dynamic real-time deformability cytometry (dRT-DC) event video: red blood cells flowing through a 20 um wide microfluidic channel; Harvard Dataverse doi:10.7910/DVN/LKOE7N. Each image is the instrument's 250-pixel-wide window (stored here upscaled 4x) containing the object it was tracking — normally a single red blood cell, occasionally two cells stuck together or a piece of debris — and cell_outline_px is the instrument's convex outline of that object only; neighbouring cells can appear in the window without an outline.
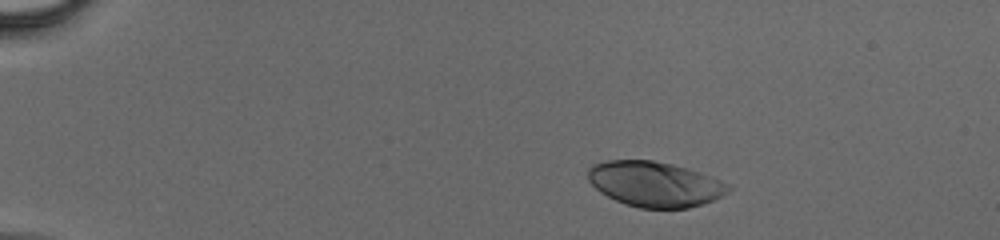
{"species": "human", "species_latin": "Homo sapiens", "temperature_condition": "cold", "stored_images_in_passage": 39, "camera_frame_rate_fps": 3000, "um_per_image_px": 0.085, "donor": {"sex": "male"}, "frame": {"image": 1, "passage_image": 1, "time_ms": 0.0, "image_size_px": [1000, 240], "cell_outline_px": [[732, 188], [728, 192], [704, 204], [688, 208], [640, 208], [624, 204], [600, 192], [588, 180], [588, 168], [592, 164], [604, 160], [652, 160], [672, 164], [688, 168], [700, 172], [732, 184]], "centroid_in_image_um": [55.67, 15.64], "position_along_channel_um": 29.3, "area_um2": 37.22}}
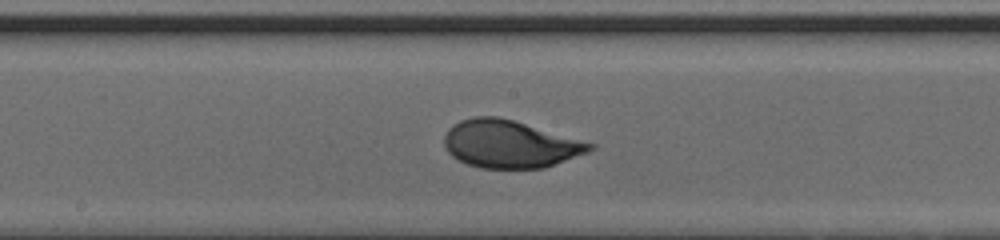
{"frame": {"image": 2, "passage_image": 19, "time_ms": 6.0, "image_size_px": [1000, 240], "cell_outline_px": [[596, 148], [588, 152], [544, 168], [480, 168], [456, 160], [444, 148], [444, 136], [448, 128], [452, 124], [460, 120], [472, 116], [500, 116], [596, 144]], "centroid_in_image_um": [43.31, 12.24], "position_along_channel_um": 204.9, "area_um2": 40.63}}
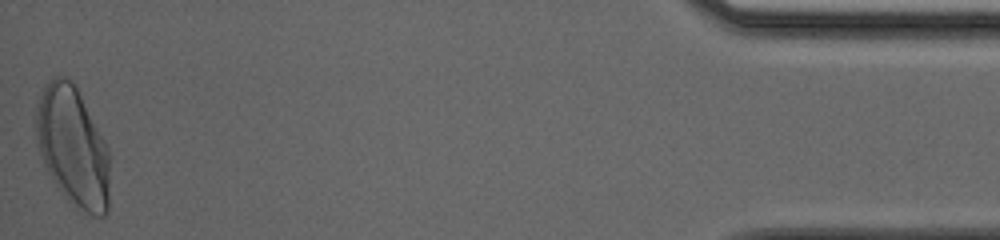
{"frame": {"image": 3, "passage_image": 39, "time_ms": 12.667, "image_size_px": [1000, 240], "cell_outline_px": [[108, 212], [104, 216], [92, 216], [76, 208], [64, 196], [48, 172], [44, 164], [36, 144], [36, 108], [44, 84], [48, 80], [56, 76], [64, 76], [72, 80], [104, 140], [108, 148]], "centroid_in_image_um": [6.17, 12.47], "position_along_channel_um": 429.0, "area_um2": 51.04}}